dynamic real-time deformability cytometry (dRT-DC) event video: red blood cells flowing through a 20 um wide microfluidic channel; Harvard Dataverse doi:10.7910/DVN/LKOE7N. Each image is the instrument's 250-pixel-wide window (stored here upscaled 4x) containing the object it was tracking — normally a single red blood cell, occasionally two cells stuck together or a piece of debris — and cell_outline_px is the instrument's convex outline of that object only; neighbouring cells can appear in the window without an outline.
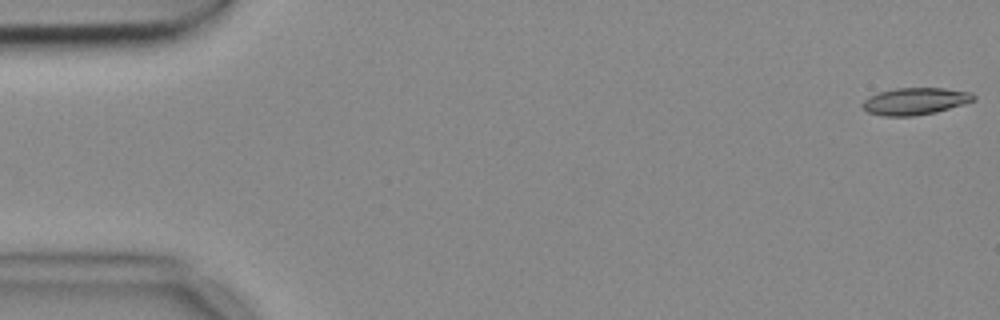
{"species": "common noctule bat (a hibernating species)", "species_latin": "Nyctalus noctula", "temperature_condition": "cold", "stored_images_in_passage": 10, "segment_of_instrument_passage": [1, 2], "camera_frame_rate_fps": 3000, "um_per_image_px": 0.085, "animal": {"sex": "female", "body_mass_g": 18.4}, "frame": {"image": 1, "passage_image": 1, "time_ms": 0.0, "image_size_px": [1000, 320], "cell_outline_px": [[976, 100], [964, 104], [936, 112], [912, 116], [884, 116], [868, 112], [860, 104], [868, 96], [880, 92], [896, 88], [944, 88], [972, 92], [976, 96]], "centroid_in_image_um": [77.81, 8.6], "position_along_channel_um": 7.2, "area_um2": 17.57}}
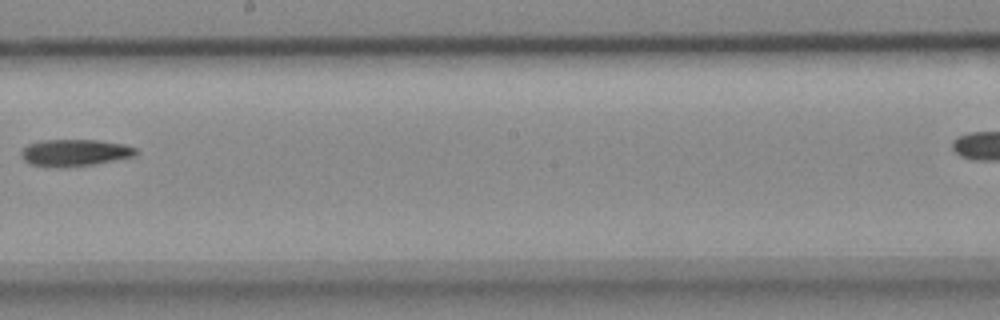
{"frame": {"image": 2, "passage_image": 9, "time_ms": 2.667, "image_size_px": [1000, 320], "cell_outline_px": [[136, 156], [92, 164], [64, 168], [56, 168], [32, 164], [24, 160], [20, 152], [28, 144], [44, 140], [96, 140], [124, 144], [136, 148]], "centroid_in_image_um": [6.35, 12.98], "position_along_channel_um": 241.9, "area_um2": 17.86}}